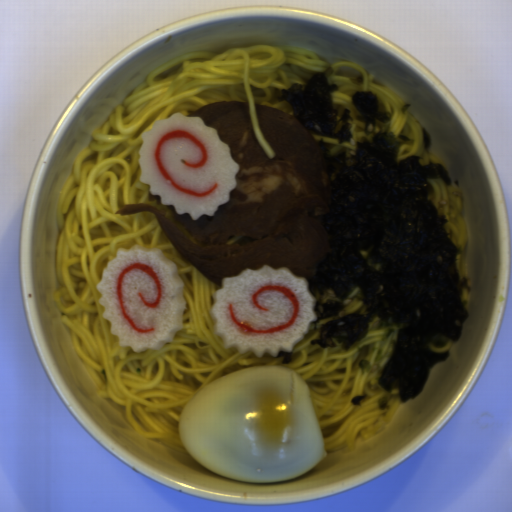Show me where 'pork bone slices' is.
<instances>
[{"instance_id":"pork-bone-slices-1","label":"pork bone slices","mask_w":512,"mask_h":512,"mask_svg":"<svg viewBox=\"0 0 512 512\" xmlns=\"http://www.w3.org/2000/svg\"><path fill=\"white\" fill-rule=\"evenodd\" d=\"M259 128L270 146V158L252 124L249 102L216 101L187 117L214 126L230 157L239 165L230 201L213 216L175 220L196 244L149 204L128 203L115 212H152L166 238L196 270L222 288L226 277L243 269L286 267L297 277L310 278L332 253L322 219L331 211L333 178L327 160L305 125L292 113L255 104ZM231 235L254 238L245 246L227 245Z\"/></svg>"},{"instance_id":"pork-bone-slices-2","label":"pork bone slices","mask_w":512,"mask_h":512,"mask_svg":"<svg viewBox=\"0 0 512 512\" xmlns=\"http://www.w3.org/2000/svg\"><path fill=\"white\" fill-rule=\"evenodd\" d=\"M148 201L155 202L156 206L162 204L160 196L158 194H152L150 190L148 192Z\"/></svg>"}]
</instances>
